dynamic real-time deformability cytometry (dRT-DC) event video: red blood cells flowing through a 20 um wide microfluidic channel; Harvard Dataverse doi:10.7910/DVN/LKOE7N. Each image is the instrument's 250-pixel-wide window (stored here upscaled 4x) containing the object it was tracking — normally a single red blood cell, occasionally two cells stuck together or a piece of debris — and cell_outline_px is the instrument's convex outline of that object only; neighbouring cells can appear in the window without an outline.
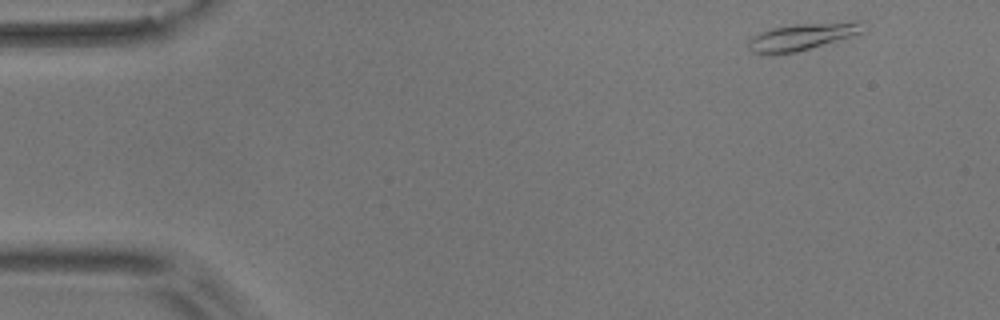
{"species": "common noctule bat (a hibernating species)", "species_latin": "Nyctalus noctula", "temperature_condition": "room temperature", "stored_images_in_passage": 4, "camera_frame_rate_fps": 3000, "um_per_image_px": 0.085, "animal": {"sex": "male", "body_mass_g": 17.9}, "frame": {"image": 1, "passage_image": 1, "time_ms": 0.0, "image_size_px": [1000, 320], "cell_outline_px": [[864, 32], [796, 52], [768, 56], [752, 52], [748, 48], [748, 40], [752, 36], [760, 32], [772, 28], [796, 24], [852, 20], [864, 20]], "centroid_in_image_um": [68.19, 3.11], "position_along_channel_um": 16.8, "area_um2": 18.44}}